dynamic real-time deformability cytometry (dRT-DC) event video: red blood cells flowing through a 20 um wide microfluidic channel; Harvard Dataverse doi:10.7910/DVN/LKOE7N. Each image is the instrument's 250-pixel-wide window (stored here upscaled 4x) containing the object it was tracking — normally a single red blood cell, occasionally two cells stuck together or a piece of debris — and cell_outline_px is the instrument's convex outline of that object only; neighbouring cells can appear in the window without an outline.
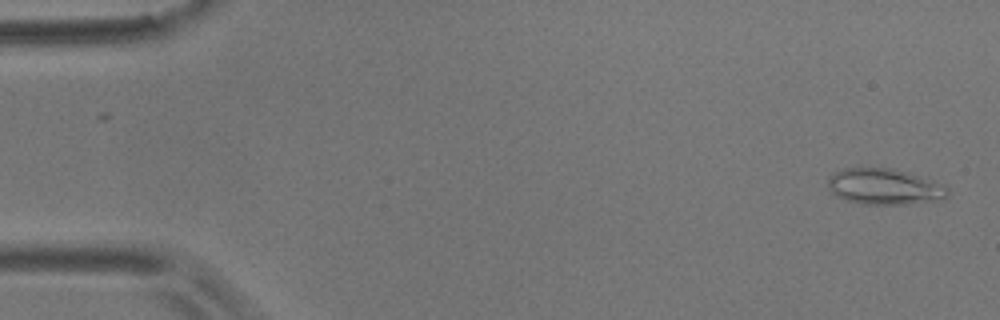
{"species": "common noctule bat (a hibernating species)", "species_latin": "Nyctalus noctula", "temperature_condition": "room temperature", "stored_images_in_passage": 2, "camera_frame_rate_fps": 3000, "um_per_image_px": 0.085, "animal": {"sex": "male", "body_mass_g": 17.9}, "frame": {"image": 1, "passage_image": 2, "time_ms": 0.333, "image_size_px": [1000, 320], "cell_outline_px": [[948, 196], [944, 200], [904, 204], [860, 204], [836, 196], [828, 188], [828, 180], [836, 172], [844, 168], [892, 168], [908, 172], [944, 184], [948, 188]], "centroid_in_image_um": [75.23, 15.87], "position_along_channel_um": 9.8, "area_um2": 25.14}}